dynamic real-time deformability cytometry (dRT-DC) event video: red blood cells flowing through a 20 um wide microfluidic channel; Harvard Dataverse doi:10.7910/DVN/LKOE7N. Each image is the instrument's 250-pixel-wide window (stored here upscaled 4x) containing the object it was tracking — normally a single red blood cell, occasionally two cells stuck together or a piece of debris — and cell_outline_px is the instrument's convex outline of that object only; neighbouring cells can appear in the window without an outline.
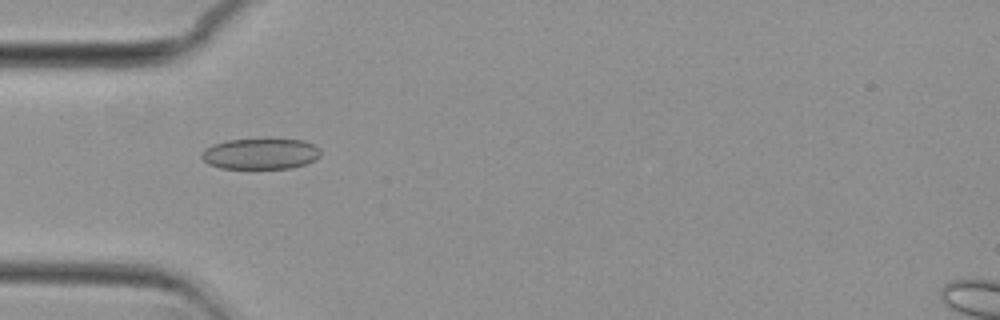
{"species": "common noctule bat (a hibernating species)", "species_latin": "Nyctalus noctula", "temperature_condition": "cold", "stored_images_in_passage": 40, "camera_frame_rate_fps": 3000, "um_per_image_px": 0.085, "animal": {"sex": "female", "body_mass_g": 29.2, "forearm_length_mm": 56.3}, "frame": {"image": 1, "passage_image": 2, "time_ms": 0.333, "image_size_px": [1000, 320], "cell_outline_px": [[320, 156], [316, 160], [304, 164], [288, 168], [220, 168], [208, 164], [200, 156], [204, 148], [212, 144], [228, 140], [268, 136], [304, 140], [320, 148]], "centroid_in_image_um": [22.15, 13.01], "position_along_channel_um": 62.9, "area_um2": 22.31}}
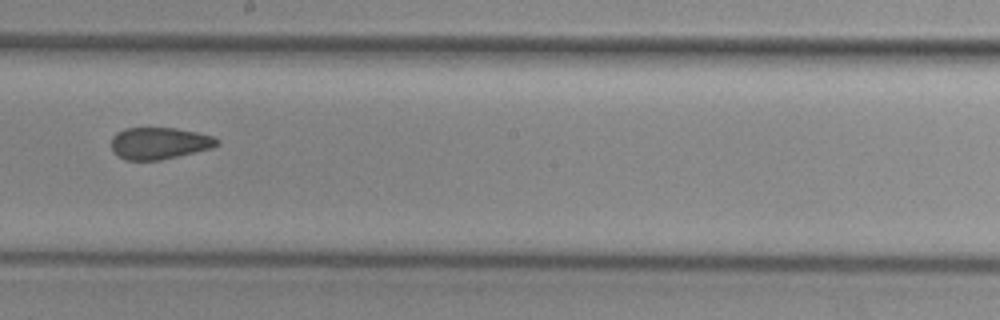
{"frame": {"image": 2, "passage_image": 16, "time_ms": 5.0, "image_size_px": [1000, 320], "cell_outline_px": [[220, 144], [212, 148], [160, 160], [128, 160], [112, 152], [112, 136], [116, 132], [124, 128], [176, 128], [196, 132], [212, 136], [220, 140]], "centroid_in_image_um": [13.54, 12.17], "position_along_channel_um": 234.7, "area_um2": 19.59}}
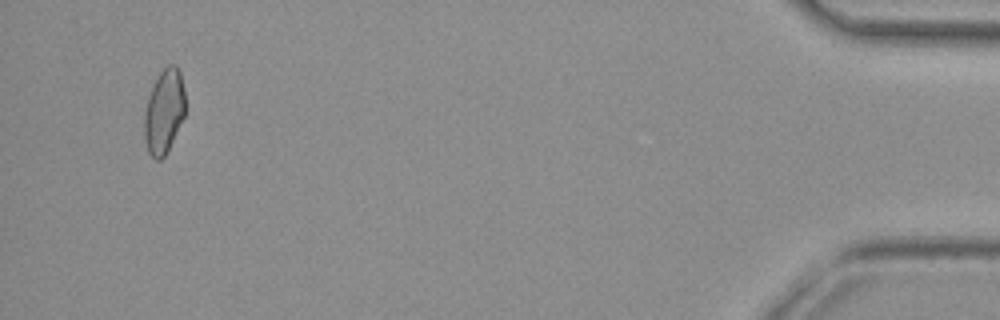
{"frame": {"image": 3, "passage_image": 38, "time_ms": 12.333, "image_size_px": [1000, 320], "cell_outline_px": [[184, 116], [164, 156], [160, 160], [156, 160], [148, 152], [144, 136], [144, 112], [148, 96], [160, 72], [168, 64], [176, 64], [180, 72], [184, 88]], "centroid_in_image_um": [13.93, 9.45], "position_along_channel_um": 421.3, "area_um2": 19.83}, "authors_computed_cell_mechanics": {"area_um2": 20.2011, "velocity_mm_per_s": 3.7004, "shape_relaxation_time_tau1_ms": null, "shape_relaxation_time_tau2_ms": 1.8738, "deformation_change_tau1": null, "deformation_change_tau2": 0.0774}}